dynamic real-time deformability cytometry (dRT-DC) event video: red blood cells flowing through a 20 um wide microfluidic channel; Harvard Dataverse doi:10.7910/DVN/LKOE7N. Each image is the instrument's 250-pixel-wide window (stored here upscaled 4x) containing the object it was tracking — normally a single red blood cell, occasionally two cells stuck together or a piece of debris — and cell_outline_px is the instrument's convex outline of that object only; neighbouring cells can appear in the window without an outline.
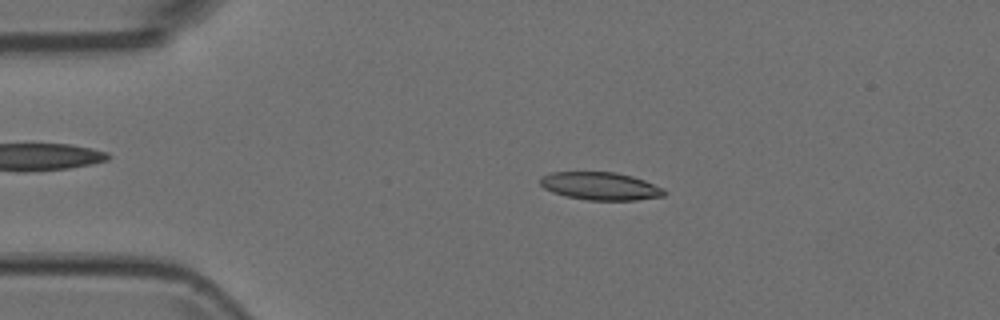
{"species": "Egyptian fruit bat (a non-hibernating species)", "species_latin": "Rousettus aegyptiacus", "temperature_condition": "room temperature", "stored_images_in_passage": 4, "camera_frame_rate_fps": 3000, "um_per_image_px": 0.085, "animal": {"sex": "female"}, "frame": {"image": 1, "passage_image": 3, "time_ms": 0.667, "image_size_px": [1000, 320], "cell_outline_px": [[668, 192], [664, 196], [636, 200], [588, 200], [564, 196], [552, 192], [544, 188], [540, 184], [540, 180], [544, 176], [552, 172], [616, 172], [632, 176], [644, 180], [664, 188]], "centroid_in_image_um": [51.07, 15.82], "position_along_channel_um": 33.9, "area_um2": 20.17}}